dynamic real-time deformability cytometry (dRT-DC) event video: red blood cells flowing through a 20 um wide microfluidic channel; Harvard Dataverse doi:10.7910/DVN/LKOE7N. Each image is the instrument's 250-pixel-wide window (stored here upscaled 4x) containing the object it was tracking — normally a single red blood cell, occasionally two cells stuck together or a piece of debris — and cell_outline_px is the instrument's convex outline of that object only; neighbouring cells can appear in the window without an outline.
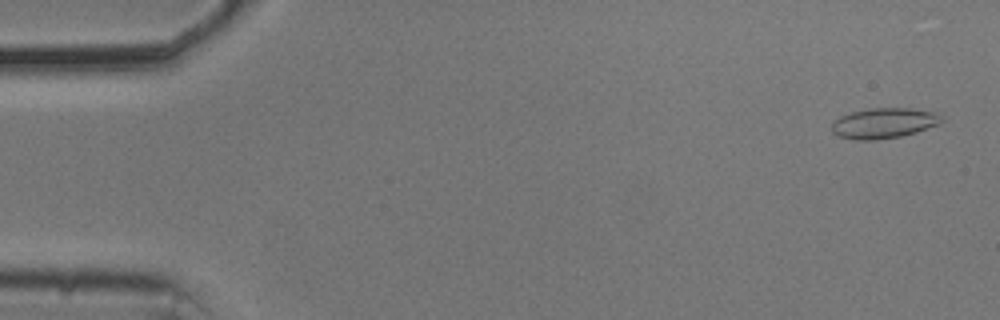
{"species": "common noctule bat (a hibernating species)", "species_latin": "Nyctalus noctula", "temperature_condition": "cold", "stored_images_in_passage": 54, "camera_frame_rate_fps": 3000, "um_per_image_px": 0.085, "animal": {"sex": "male", "body_mass_g": 20.5, "forearm_length_mm": 52.5}, "frame": {"image": 1, "passage_image": 2, "time_ms": 0.333, "image_size_px": [1000, 320], "cell_outline_px": [[944, 120], [940, 124], [916, 132], [900, 136], [872, 140], [852, 140], [840, 136], [832, 132], [832, 124], [840, 116], [852, 112], [868, 108], [912, 108], [936, 112], [944, 116]], "centroid_in_image_um": [75.17, 10.46], "position_along_channel_um": 9.8, "area_um2": 19.54}}
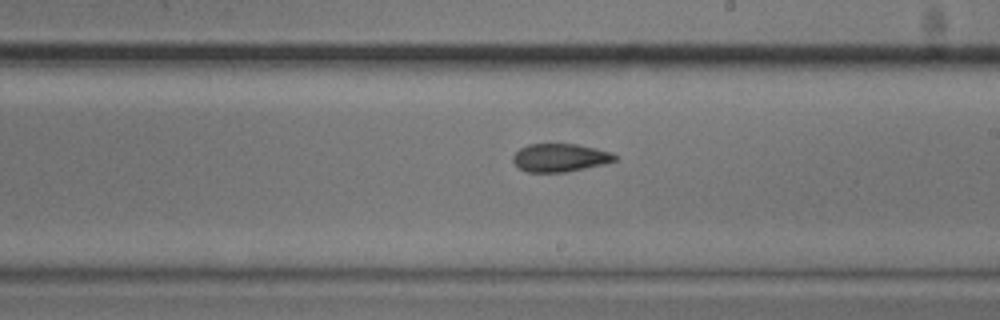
{"frame": {"image": 2, "passage_image": 31, "time_ms": 10.0, "image_size_px": [1000, 320], "cell_outline_px": [[620, 160], [604, 164], [564, 172], [528, 172], [520, 168], [512, 160], [512, 156], [520, 148], [528, 144], [576, 144], [612, 152]], "centroid_in_image_um": [47.62, 13.4], "position_along_channel_um": 241.4, "area_um2": 16.65}}
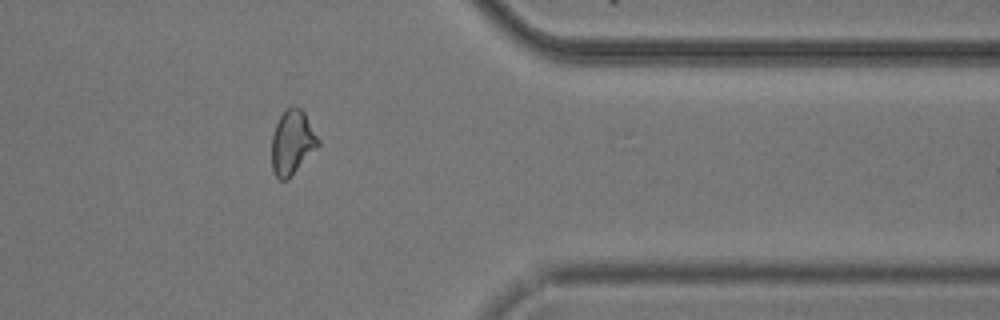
{"frame": {"image": 3, "passage_image": 44, "time_ms": 14.333, "image_size_px": [1000, 320], "cell_outline_px": [[320, 144], [288, 180], [280, 180], [272, 172], [272, 136], [276, 124], [280, 116], [288, 108], [300, 108], [304, 112], [320, 140]], "centroid_in_image_um": [24.84, 12.14], "position_along_channel_um": 386.6, "area_um2": 17.22}, "authors_computed_cell_mechanics": {"area_um2": 17.5423, "velocity_mm_per_s": 3.7019, "shape_relaxation_time_tau1_ms": null, "shape_relaxation_time_tau2_ms": 3.0102, "deformation_change_tau1": null, "deformation_change_tau2": 0.0859}}